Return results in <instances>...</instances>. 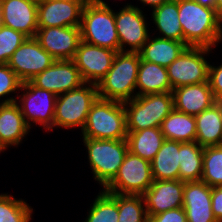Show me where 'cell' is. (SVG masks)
Wrapping results in <instances>:
<instances>
[{
	"mask_svg": "<svg viewBox=\"0 0 222 222\" xmlns=\"http://www.w3.org/2000/svg\"><path fill=\"white\" fill-rule=\"evenodd\" d=\"M81 40L120 52L115 12L103 0L84 6L80 23Z\"/></svg>",
	"mask_w": 222,
	"mask_h": 222,
	"instance_id": "cell-4",
	"label": "cell"
},
{
	"mask_svg": "<svg viewBox=\"0 0 222 222\" xmlns=\"http://www.w3.org/2000/svg\"><path fill=\"white\" fill-rule=\"evenodd\" d=\"M196 142L202 147L222 145V102L195 115Z\"/></svg>",
	"mask_w": 222,
	"mask_h": 222,
	"instance_id": "cell-22",
	"label": "cell"
},
{
	"mask_svg": "<svg viewBox=\"0 0 222 222\" xmlns=\"http://www.w3.org/2000/svg\"><path fill=\"white\" fill-rule=\"evenodd\" d=\"M128 151L149 162L155 157L166 140L160 128L127 131Z\"/></svg>",
	"mask_w": 222,
	"mask_h": 222,
	"instance_id": "cell-26",
	"label": "cell"
},
{
	"mask_svg": "<svg viewBox=\"0 0 222 222\" xmlns=\"http://www.w3.org/2000/svg\"><path fill=\"white\" fill-rule=\"evenodd\" d=\"M83 8L77 1L38 0V28L80 27Z\"/></svg>",
	"mask_w": 222,
	"mask_h": 222,
	"instance_id": "cell-17",
	"label": "cell"
},
{
	"mask_svg": "<svg viewBox=\"0 0 222 222\" xmlns=\"http://www.w3.org/2000/svg\"><path fill=\"white\" fill-rule=\"evenodd\" d=\"M21 89L25 93L20 97L19 108L26 124L31 128L30 121H33L48 131L52 130L57 95L34 86L30 81L22 83Z\"/></svg>",
	"mask_w": 222,
	"mask_h": 222,
	"instance_id": "cell-10",
	"label": "cell"
},
{
	"mask_svg": "<svg viewBox=\"0 0 222 222\" xmlns=\"http://www.w3.org/2000/svg\"><path fill=\"white\" fill-rule=\"evenodd\" d=\"M136 96L146 94L172 92L171 83L167 73V68L155 63L140 60L137 80ZM140 90V91H139Z\"/></svg>",
	"mask_w": 222,
	"mask_h": 222,
	"instance_id": "cell-23",
	"label": "cell"
},
{
	"mask_svg": "<svg viewBox=\"0 0 222 222\" xmlns=\"http://www.w3.org/2000/svg\"><path fill=\"white\" fill-rule=\"evenodd\" d=\"M172 94L174 109L194 116L217 102L209 81L175 88Z\"/></svg>",
	"mask_w": 222,
	"mask_h": 222,
	"instance_id": "cell-21",
	"label": "cell"
},
{
	"mask_svg": "<svg viewBox=\"0 0 222 222\" xmlns=\"http://www.w3.org/2000/svg\"><path fill=\"white\" fill-rule=\"evenodd\" d=\"M180 142L165 140L151 161L154 180H179Z\"/></svg>",
	"mask_w": 222,
	"mask_h": 222,
	"instance_id": "cell-25",
	"label": "cell"
},
{
	"mask_svg": "<svg viewBox=\"0 0 222 222\" xmlns=\"http://www.w3.org/2000/svg\"><path fill=\"white\" fill-rule=\"evenodd\" d=\"M181 180H154L142 195L148 216L157 215L170 209L183 207V189Z\"/></svg>",
	"mask_w": 222,
	"mask_h": 222,
	"instance_id": "cell-18",
	"label": "cell"
},
{
	"mask_svg": "<svg viewBox=\"0 0 222 222\" xmlns=\"http://www.w3.org/2000/svg\"><path fill=\"white\" fill-rule=\"evenodd\" d=\"M211 48L187 46L168 67L167 73L172 89L186 85L208 82L209 62L204 55Z\"/></svg>",
	"mask_w": 222,
	"mask_h": 222,
	"instance_id": "cell-9",
	"label": "cell"
},
{
	"mask_svg": "<svg viewBox=\"0 0 222 222\" xmlns=\"http://www.w3.org/2000/svg\"><path fill=\"white\" fill-rule=\"evenodd\" d=\"M33 209L12 195L0 194V222H29Z\"/></svg>",
	"mask_w": 222,
	"mask_h": 222,
	"instance_id": "cell-33",
	"label": "cell"
},
{
	"mask_svg": "<svg viewBox=\"0 0 222 222\" xmlns=\"http://www.w3.org/2000/svg\"><path fill=\"white\" fill-rule=\"evenodd\" d=\"M204 147L194 142H180L179 180L200 181L203 173Z\"/></svg>",
	"mask_w": 222,
	"mask_h": 222,
	"instance_id": "cell-29",
	"label": "cell"
},
{
	"mask_svg": "<svg viewBox=\"0 0 222 222\" xmlns=\"http://www.w3.org/2000/svg\"><path fill=\"white\" fill-rule=\"evenodd\" d=\"M147 222H187L183 207L167 210L157 215L148 216Z\"/></svg>",
	"mask_w": 222,
	"mask_h": 222,
	"instance_id": "cell-36",
	"label": "cell"
},
{
	"mask_svg": "<svg viewBox=\"0 0 222 222\" xmlns=\"http://www.w3.org/2000/svg\"><path fill=\"white\" fill-rule=\"evenodd\" d=\"M63 1H77V2L81 3L83 6H86V5L91 4L93 2V0H63Z\"/></svg>",
	"mask_w": 222,
	"mask_h": 222,
	"instance_id": "cell-42",
	"label": "cell"
},
{
	"mask_svg": "<svg viewBox=\"0 0 222 222\" xmlns=\"http://www.w3.org/2000/svg\"><path fill=\"white\" fill-rule=\"evenodd\" d=\"M92 204L84 222H118V194L103 190Z\"/></svg>",
	"mask_w": 222,
	"mask_h": 222,
	"instance_id": "cell-30",
	"label": "cell"
},
{
	"mask_svg": "<svg viewBox=\"0 0 222 222\" xmlns=\"http://www.w3.org/2000/svg\"><path fill=\"white\" fill-rule=\"evenodd\" d=\"M27 38L23 33L0 24V64H7L13 52Z\"/></svg>",
	"mask_w": 222,
	"mask_h": 222,
	"instance_id": "cell-34",
	"label": "cell"
},
{
	"mask_svg": "<svg viewBox=\"0 0 222 222\" xmlns=\"http://www.w3.org/2000/svg\"><path fill=\"white\" fill-rule=\"evenodd\" d=\"M35 39L55 60L74 59L81 41L80 27L38 28Z\"/></svg>",
	"mask_w": 222,
	"mask_h": 222,
	"instance_id": "cell-15",
	"label": "cell"
},
{
	"mask_svg": "<svg viewBox=\"0 0 222 222\" xmlns=\"http://www.w3.org/2000/svg\"><path fill=\"white\" fill-rule=\"evenodd\" d=\"M21 84L22 82L7 64H0V98L17 92Z\"/></svg>",
	"mask_w": 222,
	"mask_h": 222,
	"instance_id": "cell-35",
	"label": "cell"
},
{
	"mask_svg": "<svg viewBox=\"0 0 222 222\" xmlns=\"http://www.w3.org/2000/svg\"><path fill=\"white\" fill-rule=\"evenodd\" d=\"M208 81L216 101L222 102V65H209Z\"/></svg>",
	"mask_w": 222,
	"mask_h": 222,
	"instance_id": "cell-37",
	"label": "cell"
},
{
	"mask_svg": "<svg viewBox=\"0 0 222 222\" xmlns=\"http://www.w3.org/2000/svg\"><path fill=\"white\" fill-rule=\"evenodd\" d=\"M30 82L56 95L77 89L85 83L73 59L55 60L50 67L36 75Z\"/></svg>",
	"mask_w": 222,
	"mask_h": 222,
	"instance_id": "cell-13",
	"label": "cell"
},
{
	"mask_svg": "<svg viewBox=\"0 0 222 222\" xmlns=\"http://www.w3.org/2000/svg\"><path fill=\"white\" fill-rule=\"evenodd\" d=\"M97 98V85L93 83H84L77 89L57 95L53 127H81L82 131Z\"/></svg>",
	"mask_w": 222,
	"mask_h": 222,
	"instance_id": "cell-7",
	"label": "cell"
},
{
	"mask_svg": "<svg viewBox=\"0 0 222 222\" xmlns=\"http://www.w3.org/2000/svg\"><path fill=\"white\" fill-rule=\"evenodd\" d=\"M115 23L121 52H139L150 37L143 11L134 5L116 12ZM126 45L130 49L124 48Z\"/></svg>",
	"mask_w": 222,
	"mask_h": 222,
	"instance_id": "cell-12",
	"label": "cell"
},
{
	"mask_svg": "<svg viewBox=\"0 0 222 222\" xmlns=\"http://www.w3.org/2000/svg\"><path fill=\"white\" fill-rule=\"evenodd\" d=\"M201 181L211 188L222 186V145L204 147Z\"/></svg>",
	"mask_w": 222,
	"mask_h": 222,
	"instance_id": "cell-31",
	"label": "cell"
},
{
	"mask_svg": "<svg viewBox=\"0 0 222 222\" xmlns=\"http://www.w3.org/2000/svg\"><path fill=\"white\" fill-rule=\"evenodd\" d=\"M83 138L119 140L127 138L124 102L97 98L82 129Z\"/></svg>",
	"mask_w": 222,
	"mask_h": 222,
	"instance_id": "cell-3",
	"label": "cell"
},
{
	"mask_svg": "<svg viewBox=\"0 0 222 222\" xmlns=\"http://www.w3.org/2000/svg\"><path fill=\"white\" fill-rule=\"evenodd\" d=\"M170 0H140V2H142L144 5L146 4L151 6V8H155V7H158V6H161L163 3H166Z\"/></svg>",
	"mask_w": 222,
	"mask_h": 222,
	"instance_id": "cell-39",
	"label": "cell"
},
{
	"mask_svg": "<svg viewBox=\"0 0 222 222\" xmlns=\"http://www.w3.org/2000/svg\"><path fill=\"white\" fill-rule=\"evenodd\" d=\"M178 18L187 46L211 48L222 41V22L216 10L195 0H178Z\"/></svg>",
	"mask_w": 222,
	"mask_h": 222,
	"instance_id": "cell-1",
	"label": "cell"
},
{
	"mask_svg": "<svg viewBox=\"0 0 222 222\" xmlns=\"http://www.w3.org/2000/svg\"><path fill=\"white\" fill-rule=\"evenodd\" d=\"M55 59L45 51L38 41L27 38L12 54L7 65L24 83L33 79L54 63Z\"/></svg>",
	"mask_w": 222,
	"mask_h": 222,
	"instance_id": "cell-11",
	"label": "cell"
},
{
	"mask_svg": "<svg viewBox=\"0 0 222 222\" xmlns=\"http://www.w3.org/2000/svg\"><path fill=\"white\" fill-rule=\"evenodd\" d=\"M160 130L166 140L194 142L196 140L195 116L173 109L162 121Z\"/></svg>",
	"mask_w": 222,
	"mask_h": 222,
	"instance_id": "cell-27",
	"label": "cell"
},
{
	"mask_svg": "<svg viewBox=\"0 0 222 222\" xmlns=\"http://www.w3.org/2000/svg\"><path fill=\"white\" fill-rule=\"evenodd\" d=\"M215 10L219 20L222 22V0L215 1Z\"/></svg>",
	"mask_w": 222,
	"mask_h": 222,
	"instance_id": "cell-41",
	"label": "cell"
},
{
	"mask_svg": "<svg viewBox=\"0 0 222 222\" xmlns=\"http://www.w3.org/2000/svg\"><path fill=\"white\" fill-rule=\"evenodd\" d=\"M211 200L213 214L219 222L222 220V186L212 187Z\"/></svg>",
	"mask_w": 222,
	"mask_h": 222,
	"instance_id": "cell-38",
	"label": "cell"
},
{
	"mask_svg": "<svg viewBox=\"0 0 222 222\" xmlns=\"http://www.w3.org/2000/svg\"><path fill=\"white\" fill-rule=\"evenodd\" d=\"M37 10L38 0H0L1 25L33 38L38 30Z\"/></svg>",
	"mask_w": 222,
	"mask_h": 222,
	"instance_id": "cell-16",
	"label": "cell"
},
{
	"mask_svg": "<svg viewBox=\"0 0 222 222\" xmlns=\"http://www.w3.org/2000/svg\"><path fill=\"white\" fill-rule=\"evenodd\" d=\"M186 47L184 42L158 36L152 39L148 38L139 54L142 60L167 68Z\"/></svg>",
	"mask_w": 222,
	"mask_h": 222,
	"instance_id": "cell-24",
	"label": "cell"
},
{
	"mask_svg": "<svg viewBox=\"0 0 222 222\" xmlns=\"http://www.w3.org/2000/svg\"><path fill=\"white\" fill-rule=\"evenodd\" d=\"M94 179L103 189L115 178L128 152L126 139L108 140L83 138Z\"/></svg>",
	"mask_w": 222,
	"mask_h": 222,
	"instance_id": "cell-6",
	"label": "cell"
},
{
	"mask_svg": "<svg viewBox=\"0 0 222 222\" xmlns=\"http://www.w3.org/2000/svg\"><path fill=\"white\" fill-rule=\"evenodd\" d=\"M153 182L151 162L128 151L115 178L102 190L115 194L143 195Z\"/></svg>",
	"mask_w": 222,
	"mask_h": 222,
	"instance_id": "cell-8",
	"label": "cell"
},
{
	"mask_svg": "<svg viewBox=\"0 0 222 222\" xmlns=\"http://www.w3.org/2000/svg\"><path fill=\"white\" fill-rule=\"evenodd\" d=\"M212 188L203 181L185 182L183 208L187 222H218L211 208Z\"/></svg>",
	"mask_w": 222,
	"mask_h": 222,
	"instance_id": "cell-20",
	"label": "cell"
},
{
	"mask_svg": "<svg viewBox=\"0 0 222 222\" xmlns=\"http://www.w3.org/2000/svg\"><path fill=\"white\" fill-rule=\"evenodd\" d=\"M140 60L139 52H117L111 68L97 84L98 98L119 102L132 100L136 96Z\"/></svg>",
	"mask_w": 222,
	"mask_h": 222,
	"instance_id": "cell-2",
	"label": "cell"
},
{
	"mask_svg": "<svg viewBox=\"0 0 222 222\" xmlns=\"http://www.w3.org/2000/svg\"><path fill=\"white\" fill-rule=\"evenodd\" d=\"M127 131L160 128L162 121L174 109L172 92L135 96L124 102Z\"/></svg>",
	"mask_w": 222,
	"mask_h": 222,
	"instance_id": "cell-5",
	"label": "cell"
},
{
	"mask_svg": "<svg viewBox=\"0 0 222 222\" xmlns=\"http://www.w3.org/2000/svg\"><path fill=\"white\" fill-rule=\"evenodd\" d=\"M178 0H170L161 6L153 8V23L159 33L166 39L183 42V30L178 18Z\"/></svg>",
	"mask_w": 222,
	"mask_h": 222,
	"instance_id": "cell-28",
	"label": "cell"
},
{
	"mask_svg": "<svg viewBox=\"0 0 222 222\" xmlns=\"http://www.w3.org/2000/svg\"><path fill=\"white\" fill-rule=\"evenodd\" d=\"M116 53L81 40L73 60L85 83L97 85L111 68Z\"/></svg>",
	"mask_w": 222,
	"mask_h": 222,
	"instance_id": "cell-14",
	"label": "cell"
},
{
	"mask_svg": "<svg viewBox=\"0 0 222 222\" xmlns=\"http://www.w3.org/2000/svg\"><path fill=\"white\" fill-rule=\"evenodd\" d=\"M16 98L8 97L0 101V150L8 146H17L28 134L30 127L26 124Z\"/></svg>",
	"mask_w": 222,
	"mask_h": 222,
	"instance_id": "cell-19",
	"label": "cell"
},
{
	"mask_svg": "<svg viewBox=\"0 0 222 222\" xmlns=\"http://www.w3.org/2000/svg\"><path fill=\"white\" fill-rule=\"evenodd\" d=\"M195 1L199 4H201L202 6L215 9V1L216 0H195Z\"/></svg>",
	"mask_w": 222,
	"mask_h": 222,
	"instance_id": "cell-40",
	"label": "cell"
},
{
	"mask_svg": "<svg viewBox=\"0 0 222 222\" xmlns=\"http://www.w3.org/2000/svg\"><path fill=\"white\" fill-rule=\"evenodd\" d=\"M118 222H147L142 195L118 194Z\"/></svg>",
	"mask_w": 222,
	"mask_h": 222,
	"instance_id": "cell-32",
	"label": "cell"
}]
</instances>
